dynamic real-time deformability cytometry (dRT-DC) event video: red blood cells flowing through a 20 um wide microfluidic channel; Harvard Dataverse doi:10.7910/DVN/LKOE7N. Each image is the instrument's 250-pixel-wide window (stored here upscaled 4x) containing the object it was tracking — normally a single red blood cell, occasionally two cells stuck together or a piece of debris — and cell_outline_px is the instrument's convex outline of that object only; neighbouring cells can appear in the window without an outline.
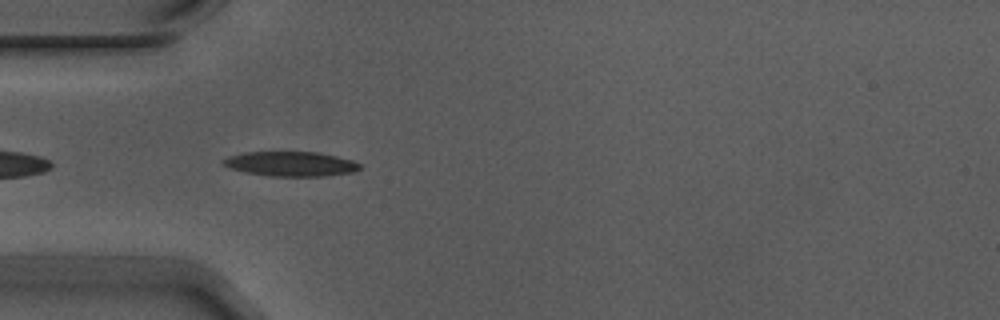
{"species": "Egyptian fruit bat (a non-hibernating species)", "species_latin": "Rousettus aegyptiacus", "temperature_condition": "warm", "stored_images_in_passage": 5, "camera_frame_rate_fps": 3000, "um_per_image_px": 0.085, "animal": {"sex": "male"}, "frame": {"image": 1, "passage_image": 5, "time_ms": 1.333, "image_size_px": [1000, 320], "cell_outline_px": [[360, 168], [352, 172], [328, 176], [268, 176], [244, 172], [220, 164], [220, 160], [228, 156], [244, 152], [316, 152], [336, 156], [352, 160], [360, 164]], "centroid_in_image_um": [24.66, 13.93], "position_along_channel_um": 60.3, "area_um2": 19.71}}